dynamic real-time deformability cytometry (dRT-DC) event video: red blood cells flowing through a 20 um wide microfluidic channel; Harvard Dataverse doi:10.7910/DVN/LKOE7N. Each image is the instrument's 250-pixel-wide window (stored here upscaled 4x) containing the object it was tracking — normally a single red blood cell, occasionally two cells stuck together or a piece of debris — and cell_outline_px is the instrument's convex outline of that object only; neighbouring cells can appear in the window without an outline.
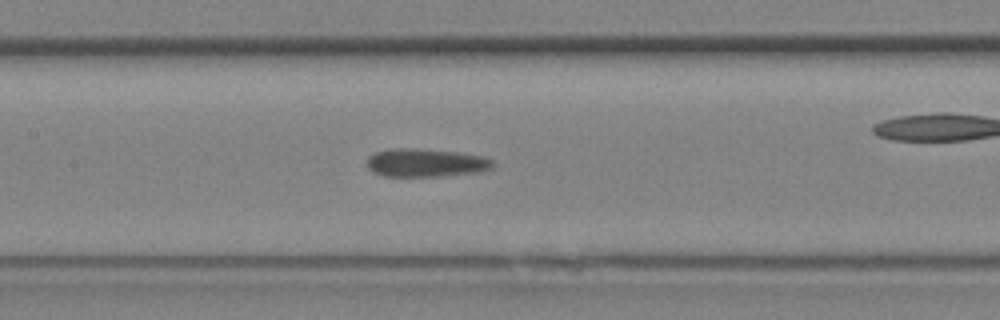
{"species": "Egyptian fruit bat (a non-hibernating species)", "species_latin": "Rousettus aegyptiacus", "temperature_condition": "room temperature", "stored_images_in_passage": 18, "camera_frame_rate_fps": 3000, "um_per_image_px": 0.085, "animal": {"sex": "female"}, "frame": {"image": 1, "passage_image": 11, "time_ms": 3.333, "image_size_px": [1000, 320], "cell_outline_px": [[492, 168], [480, 172], [440, 176], [384, 176], [372, 172], [368, 168], [368, 156], [376, 152], [388, 148], [416, 148], [456, 152], [484, 156], [492, 160]], "centroid_in_image_um": [36.17, 13.83], "position_along_channel_um": 171.2, "area_um2": 20.75}}